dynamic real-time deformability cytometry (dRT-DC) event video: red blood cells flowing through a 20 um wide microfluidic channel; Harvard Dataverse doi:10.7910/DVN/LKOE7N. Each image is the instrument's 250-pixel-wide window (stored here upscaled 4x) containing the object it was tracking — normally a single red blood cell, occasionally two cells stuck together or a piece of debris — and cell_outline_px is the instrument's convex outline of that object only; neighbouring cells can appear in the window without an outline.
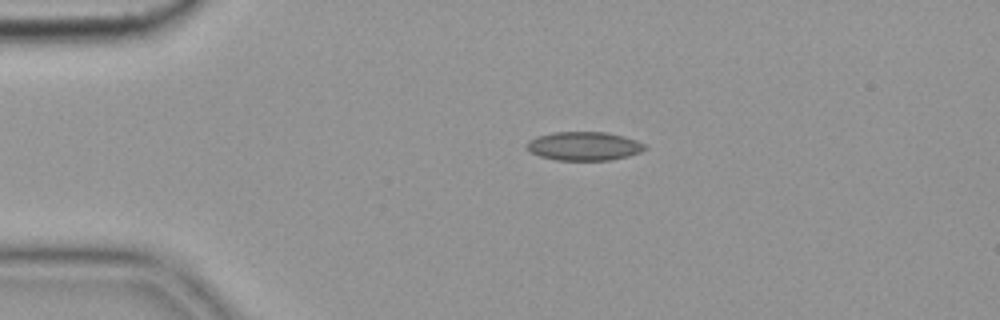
{"species": "common noctule bat (a hibernating species)", "species_latin": "Nyctalus noctula", "temperature_condition": "cold", "stored_images_in_passage": 44, "camera_frame_rate_fps": 3000, "um_per_image_px": 0.085, "animal": {"sex": "female", "body_mass_g": 19.9}, "frame": {"image": 1, "passage_image": 1, "time_ms": 0.0, "image_size_px": [1000, 320], "cell_outline_px": [[648, 148], [640, 152], [628, 156], [608, 160], [556, 160], [540, 156], [532, 152], [524, 144], [528, 140], [536, 136], [552, 132], [604, 132], [624, 136], [636, 140], [644, 144]], "centroid_in_image_um": [49.62, 12.41], "position_along_channel_um": 35.4, "area_um2": 19.77}}
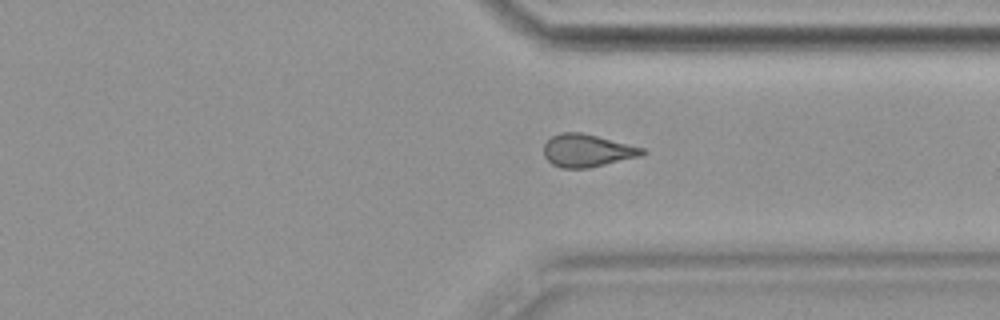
{"frame": {"image": 2, "passage_image": 31, "time_ms": 10.0, "image_size_px": [1000, 320], "cell_outline_px": [[648, 152], [640, 156], [588, 168], [560, 168], [552, 164], [544, 156], [544, 144], [552, 136], [560, 132], [580, 132], [644, 148]], "centroid_in_image_um": [49.89, 12.8], "position_along_channel_um": 361.5, "area_um2": 18.61}}
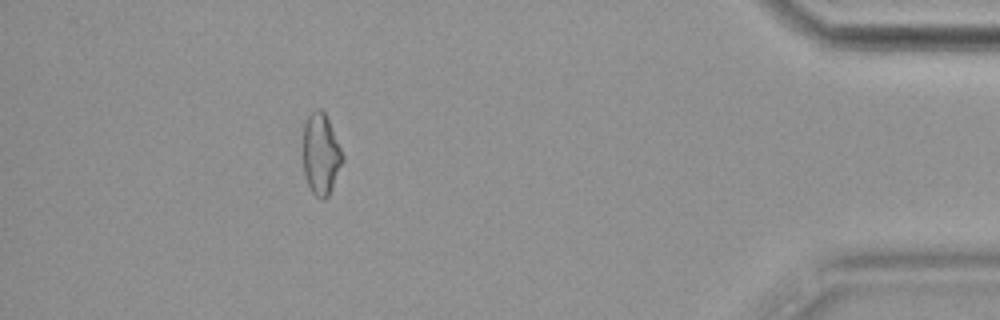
{"frame": {"image": 3, "passage_image": 39, "time_ms": 12.667, "image_size_px": [1000, 320], "cell_outline_px": [[344, 160], [332, 188], [328, 196], [324, 200], [320, 200], [312, 192], [308, 184], [304, 172], [304, 124], [308, 116], [316, 108], [320, 108], [324, 112], [328, 120], [344, 156]], "centroid_in_image_um": [27.29, 13.13], "position_along_channel_um": 407.9, "area_um2": 18.5}, "authors_computed_cell_mechanics": {"area_um2": 18.6405, "velocity_mm_per_s": 3.6459, "shape_relaxation_time_tau1_ms": null, "shape_relaxation_time_tau2_ms": 2.8664, "deformation_change_tau1": null, "deformation_change_tau2": 0.0816}}